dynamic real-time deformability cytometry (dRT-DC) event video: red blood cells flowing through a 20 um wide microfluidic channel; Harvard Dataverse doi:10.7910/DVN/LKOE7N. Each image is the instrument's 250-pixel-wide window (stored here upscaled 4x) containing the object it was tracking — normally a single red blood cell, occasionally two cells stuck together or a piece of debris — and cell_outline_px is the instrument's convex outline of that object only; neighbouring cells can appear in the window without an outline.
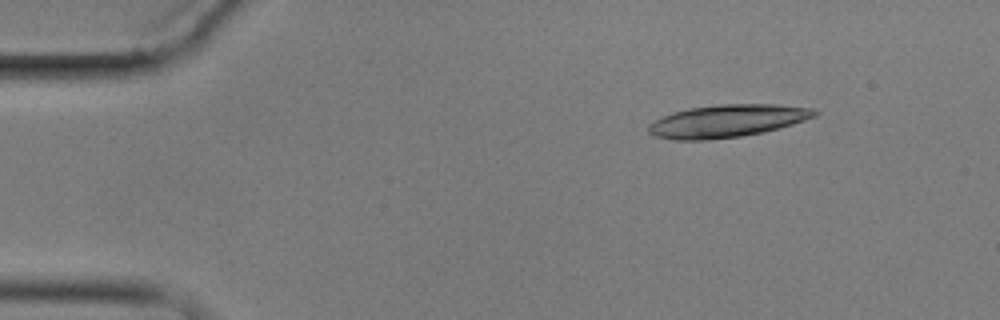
{"species": "common noctule bat (a hibernating species)", "species_latin": "Nyctalus noctula", "temperature_condition": "cold", "stored_images_in_passage": 6, "camera_frame_rate_fps": 3000, "um_per_image_px": 0.085, "animal": {"sex": "male", "body_mass_g": 17.9}, "frame": {"image": 1, "passage_image": 1, "time_ms": 0.0, "image_size_px": [1000, 320], "cell_outline_px": [[820, 112], [816, 116], [792, 124], [764, 132], [740, 136], [708, 140], [676, 140], [656, 136], [648, 132], [648, 124], [672, 112], [688, 108], [720, 104], [776, 104], [812, 108]], "centroid_in_image_um": [61.82, 10.27], "position_along_channel_um": 23.2, "area_um2": 31.5}}
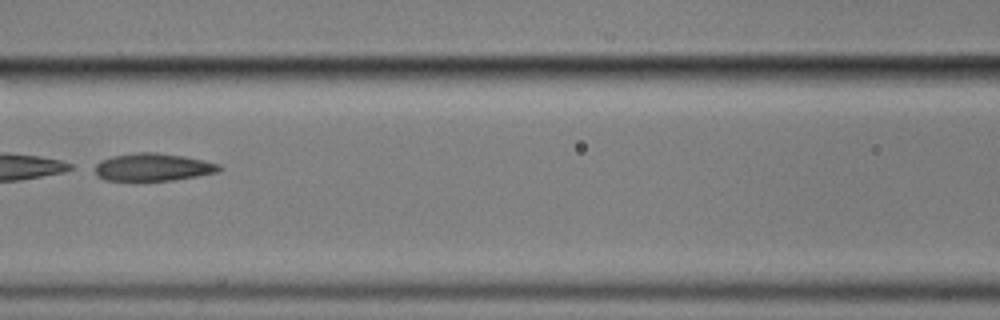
{"frame": {"image": 2, "passage_image": 6, "time_ms": 6.0, "image_size_px": [1000, 320], "cell_outline_px": [[224, 168], [216, 172], [196, 176], [172, 180], [104, 180], [96, 176], [96, 164], [100, 160], [112, 156], [136, 152], [152, 152], [184, 156], [204, 160], [220, 164]], "centroid_in_image_um": [13.0, 14.2], "position_along_channel_um": 153.6, "area_um2": 19.94}}